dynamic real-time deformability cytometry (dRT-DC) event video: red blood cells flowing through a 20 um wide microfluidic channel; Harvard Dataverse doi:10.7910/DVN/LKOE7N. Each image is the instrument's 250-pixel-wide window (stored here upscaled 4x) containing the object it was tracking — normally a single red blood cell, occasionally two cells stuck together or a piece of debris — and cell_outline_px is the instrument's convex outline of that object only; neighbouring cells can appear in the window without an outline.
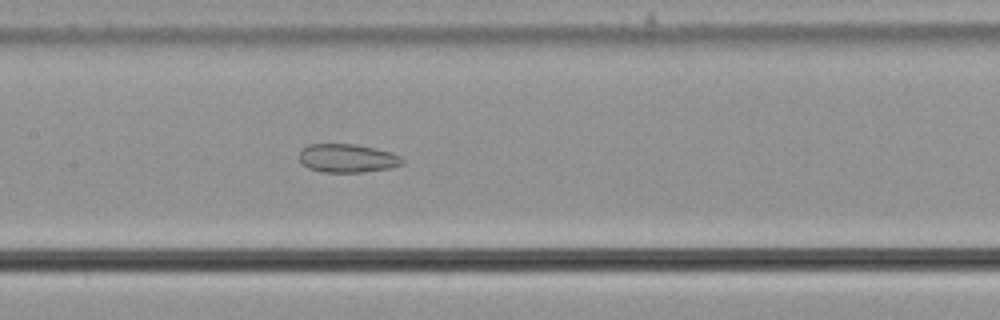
{"species": "common noctule bat (a hibernating species)", "species_latin": "Nyctalus noctula", "temperature_condition": "cold", "stored_images_in_passage": 59, "camera_frame_rate_fps": 3000, "um_per_image_px": 0.085, "animal": {"sex": "male", "body_mass_g": 21.5, "forearm_length_mm": 52.0}, "frame": {"image": 1, "passage_image": 29, "time_ms": 9.333, "image_size_px": [1000, 320], "cell_outline_px": [[404, 164], [392, 168], [364, 172], [320, 172], [308, 168], [300, 164], [300, 148], [308, 144], [356, 144], [376, 148], [400, 156], [404, 160]], "centroid_in_image_um": [29.5, 13.45], "position_along_channel_um": 177.9, "area_um2": 17.4}}
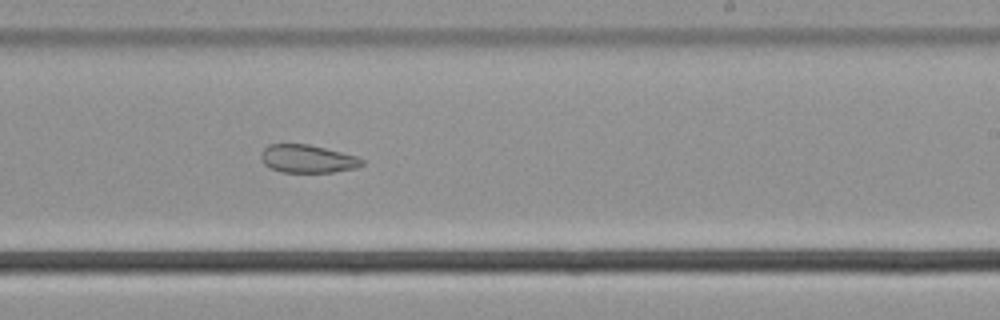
{"frame": {"image": 2, "passage_image": 36, "time_ms": 11.667, "image_size_px": [1000, 320], "cell_outline_px": [[364, 164], [356, 168], [332, 172], [280, 172], [264, 164], [260, 156], [264, 148], [268, 144], [308, 144], [356, 156], [364, 160]], "centroid_in_image_um": [26.13, 13.5], "position_along_channel_um": 262.9, "area_um2": 16.36}}
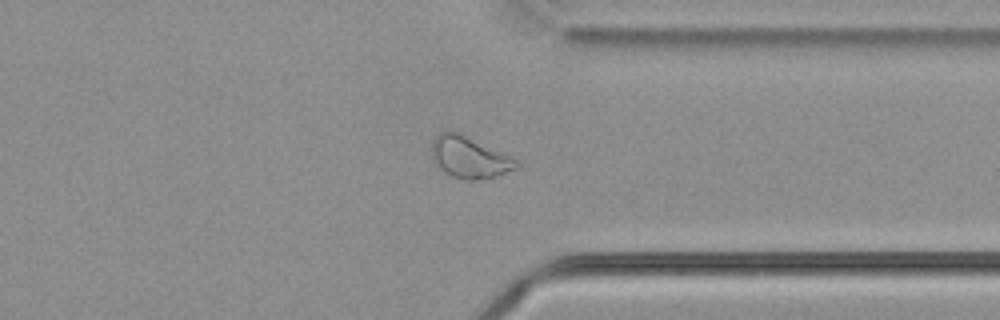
{"frame": {"image": 3, "passage_image": 45, "time_ms": 14.667, "image_size_px": [1000, 320], "cell_outline_px": [[520, 164], [516, 168], [496, 176], [472, 180], [464, 180], [452, 176], [444, 172], [436, 164], [432, 156], [432, 140], [440, 132], [448, 128], [452, 128], [520, 160]], "centroid_in_image_um": [39.89, 13.32], "position_along_channel_um": 371.5, "area_um2": 20.92}, "authors_computed_cell_mechanics": {"area_um2": 24.6806, "velocity_mm_per_s": 3.6512, "shape_relaxation_time_tau1_ms": null, "shape_relaxation_time_tau2_ms": 3.7968, "deformation_change_tau1": null, "deformation_change_tau2": 0.0971}}